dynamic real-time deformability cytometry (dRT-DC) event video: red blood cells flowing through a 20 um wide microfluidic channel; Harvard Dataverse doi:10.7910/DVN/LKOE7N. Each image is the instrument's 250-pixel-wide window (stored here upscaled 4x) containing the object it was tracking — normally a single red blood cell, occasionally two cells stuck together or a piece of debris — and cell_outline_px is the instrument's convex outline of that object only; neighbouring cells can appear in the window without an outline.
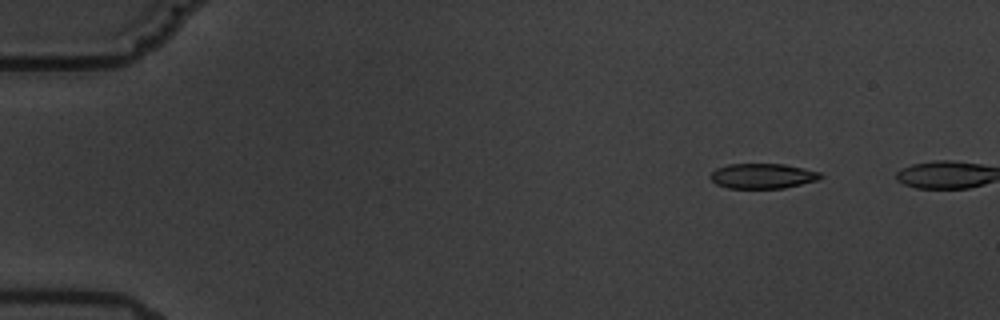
{"species": "common noctule bat (a hibernating species)", "species_latin": "Nyctalus noctula", "temperature_condition": "warm", "stored_images_in_passage": 3, "camera_frame_rate_fps": 3000, "um_per_image_px": 0.085, "animal": {"sex": "male", "body_mass_g": 19.5, "forearm_length_mm": 54.6}, "frame": {"image": 1, "passage_image": 2, "time_ms": 1.333, "image_size_px": [1000, 320], "cell_outline_px": [[824, 176], [820, 180], [784, 188], [728, 188], [716, 184], [708, 176], [716, 168], [728, 164], [784, 164], [804, 168], [820, 172]], "centroid_in_image_um": [64.84, 14.96], "position_along_channel_um": 20.2, "area_um2": 16.24}}